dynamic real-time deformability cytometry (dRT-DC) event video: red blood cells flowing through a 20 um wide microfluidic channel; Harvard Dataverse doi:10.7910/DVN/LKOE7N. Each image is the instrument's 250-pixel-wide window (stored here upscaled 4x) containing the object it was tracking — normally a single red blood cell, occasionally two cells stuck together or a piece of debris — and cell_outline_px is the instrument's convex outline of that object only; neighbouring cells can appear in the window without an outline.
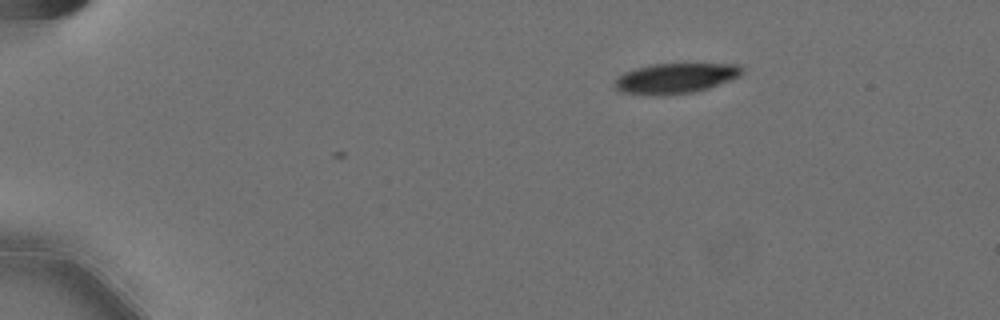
{"species": "Egyptian fruit bat (a non-hibernating species)", "species_latin": "Rousettus aegyptiacus", "temperature_condition": "cold", "stored_images_in_passage": 3, "camera_frame_rate_fps": 3000, "um_per_image_px": 0.085, "animal": {"sex": "female"}, "frame": {"image": 1, "passage_image": 1, "time_ms": 0.0, "image_size_px": [1000, 320], "cell_outline_px": [[744, 72], [740, 76], [708, 88], [692, 92], [664, 96], [656, 96], [620, 92], [616, 88], [616, 80], [624, 72], [636, 68], [652, 64], [740, 64], [744, 68]], "centroid_in_image_um": [57.44, 6.66], "position_along_channel_um": 27.6, "area_um2": 22.43}}